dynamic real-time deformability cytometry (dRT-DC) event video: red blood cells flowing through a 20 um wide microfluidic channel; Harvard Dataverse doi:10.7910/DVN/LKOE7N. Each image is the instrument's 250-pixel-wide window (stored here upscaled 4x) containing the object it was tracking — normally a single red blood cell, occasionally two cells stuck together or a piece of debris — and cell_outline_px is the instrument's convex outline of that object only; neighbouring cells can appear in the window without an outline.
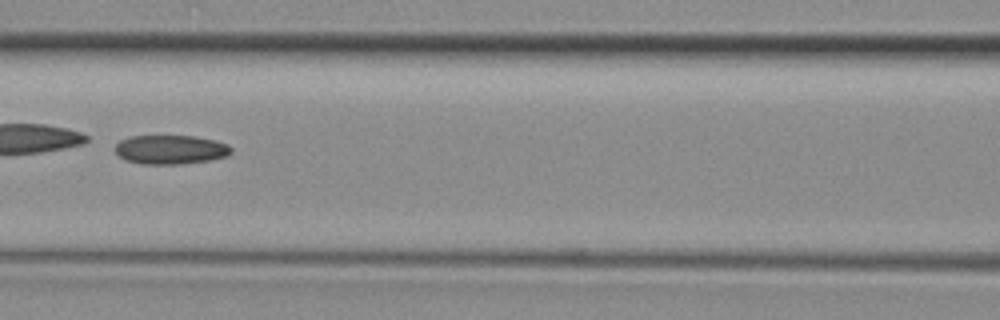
{"species": "common noctule bat (a hibernating species)", "species_latin": "Nyctalus noctula", "temperature_condition": "room temperature", "stored_images_in_passage": 44, "camera_frame_rate_fps": 3000, "um_per_image_px": 0.085, "animal": {"sex": "female", "body_mass_g": 29.2, "forearm_length_mm": 56.3}, "frame": {"image": 1, "passage_image": 19, "time_ms": 6.0, "image_size_px": [1000, 320], "cell_outline_px": [[232, 152], [228, 156], [208, 160], [180, 164], [140, 164], [124, 160], [112, 148], [120, 140], [128, 136], [192, 136], [216, 140], [228, 144], [232, 148]], "centroid_in_image_um": [14.47, 12.71], "position_along_channel_um": 152.1, "area_um2": 19.88}}